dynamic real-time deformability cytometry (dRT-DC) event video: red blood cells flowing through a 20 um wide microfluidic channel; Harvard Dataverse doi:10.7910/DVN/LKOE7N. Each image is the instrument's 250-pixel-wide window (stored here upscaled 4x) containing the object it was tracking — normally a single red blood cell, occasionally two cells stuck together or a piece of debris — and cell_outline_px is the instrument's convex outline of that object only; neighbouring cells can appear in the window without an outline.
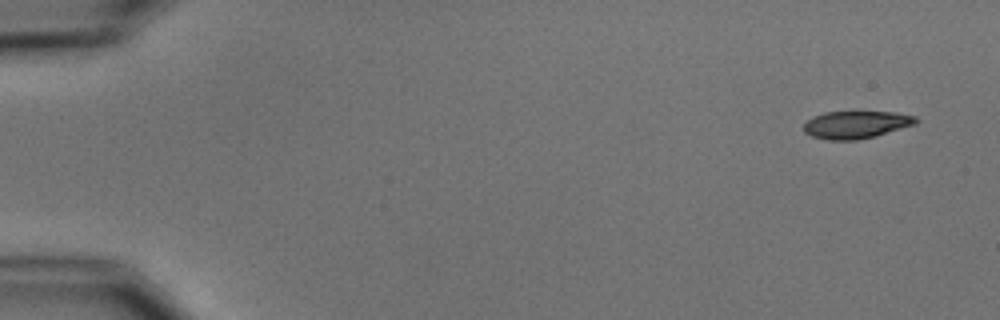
{"species": "common noctule bat (a hibernating species)", "species_latin": "Nyctalus noctula", "temperature_condition": "cold", "stored_images_in_passage": 4, "camera_frame_rate_fps": 3000, "um_per_image_px": 0.085, "animal": {"sex": "male", "body_mass_g": 15.6}, "frame": {"image": 1, "passage_image": 1, "time_ms": 0.0, "image_size_px": [1000, 320], "cell_outline_px": [[920, 120], [916, 124], [876, 136], [856, 140], [828, 140], [812, 136], [804, 132], [804, 124], [812, 116], [824, 112], [896, 112], [916, 116]], "centroid_in_image_um": [72.79, 10.59], "position_along_channel_um": 12.2, "area_um2": 18.09}}
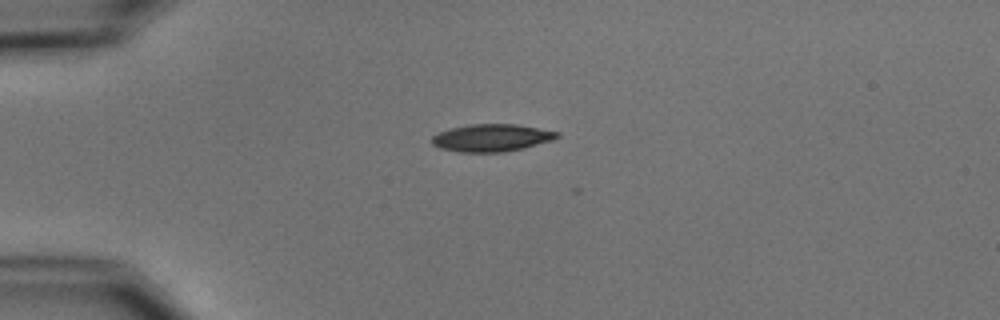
{"frame": {"image": 2, "passage_image": 4, "time_ms": 3.667, "image_size_px": [1000, 320], "cell_outline_px": [[560, 136], [552, 140], [524, 148], [504, 152], [460, 152], [440, 148], [432, 144], [432, 136], [440, 132], [452, 128], [472, 124], [516, 124], [560, 132]], "centroid_in_image_um": [41.81, 11.72], "position_along_channel_um": 43.2, "area_um2": 19.88}}